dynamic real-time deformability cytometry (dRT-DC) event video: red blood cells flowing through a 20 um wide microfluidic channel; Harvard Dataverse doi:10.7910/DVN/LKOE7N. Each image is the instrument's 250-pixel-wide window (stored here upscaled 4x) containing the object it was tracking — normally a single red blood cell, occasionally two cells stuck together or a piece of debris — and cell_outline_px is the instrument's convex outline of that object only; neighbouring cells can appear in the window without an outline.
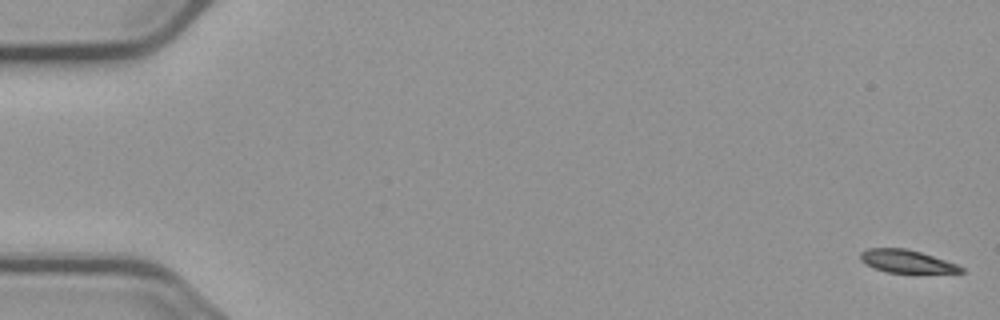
{"species": "common noctule bat (a hibernating species)", "species_latin": "Nyctalus noctula", "temperature_condition": "cold", "stored_images_in_passage": 6, "camera_frame_rate_fps": 3000, "um_per_image_px": 0.085, "animal": {"sex": "male", "body_mass_g": 23.1, "forearm_length_mm": 52.7}, "frame": {"image": 1, "passage_image": 1, "time_ms": 0.0, "image_size_px": [1000, 320], "cell_outline_px": [[964, 272], [888, 272], [864, 264], [860, 260], [860, 252], [868, 248], [904, 248], [920, 252], [956, 264], [964, 268]], "centroid_in_image_um": [77.0, 22.2], "position_along_channel_um": 8.0, "area_um2": 13.06}}
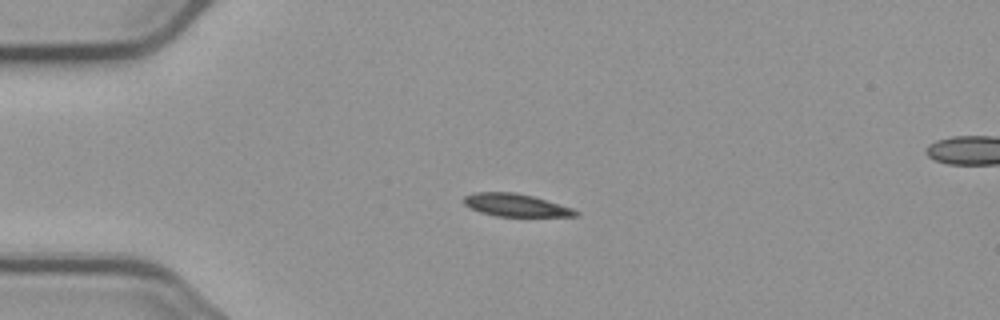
{"frame": {"image": 2, "passage_image": 4, "time_ms": 4.333, "image_size_px": [1000, 320], "cell_outline_px": [[580, 216], [496, 216], [480, 212], [464, 204], [464, 196], [476, 192], [516, 192], [532, 196], [572, 208], [580, 212]], "centroid_in_image_um": [43.84, 17.43], "position_along_channel_um": 41.2, "area_um2": 14.62}}
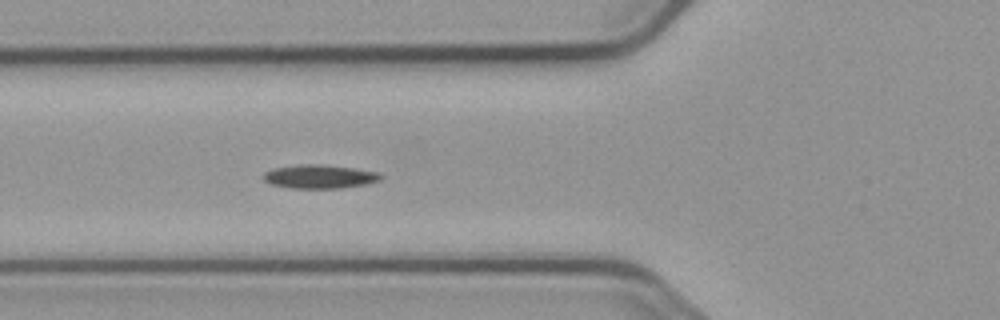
{"frame": {"image": 3, "passage_image": 6, "time_ms": 6.667, "image_size_px": [1000, 320], "cell_outline_px": [[384, 176], [380, 180], [364, 184], [340, 188], [292, 188], [272, 184], [264, 180], [264, 172], [272, 168], [300, 164], [320, 164], [356, 168], [380, 172]], "centroid_in_image_um": [27.19, 14.99], "position_along_channel_um": 98.6, "area_um2": 16.24}}